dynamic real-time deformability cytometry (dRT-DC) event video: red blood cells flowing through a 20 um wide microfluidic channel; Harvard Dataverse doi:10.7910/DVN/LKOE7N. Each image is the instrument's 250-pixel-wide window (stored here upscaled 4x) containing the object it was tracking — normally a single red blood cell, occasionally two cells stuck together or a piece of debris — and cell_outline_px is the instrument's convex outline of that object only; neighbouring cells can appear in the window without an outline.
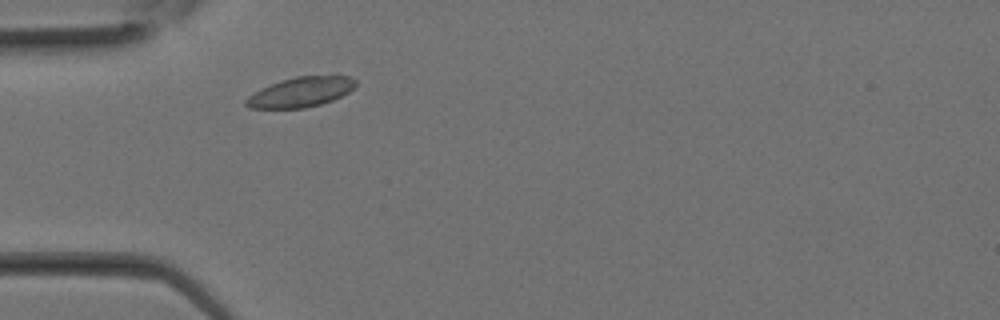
{"species": "Egyptian fruit bat (a non-hibernating species)", "species_latin": "Rousettus aegyptiacus", "temperature_condition": "room temperature", "stored_images_in_passage": 12, "camera_frame_rate_fps": 3000, "um_per_image_px": 0.085, "animal": {"sex": "female"}, "frame": {"image": 1, "passage_image": 3, "time_ms": 0.667, "image_size_px": [1000, 320], "cell_outline_px": [[356, 84], [348, 92], [332, 100], [320, 104], [304, 108], [248, 108], [244, 104], [244, 100], [248, 96], [260, 88], [280, 80], [296, 76], [352, 76], [356, 80]], "centroid_in_image_um": [25.52, 7.82], "position_along_channel_um": 59.5, "area_um2": 19.07}}
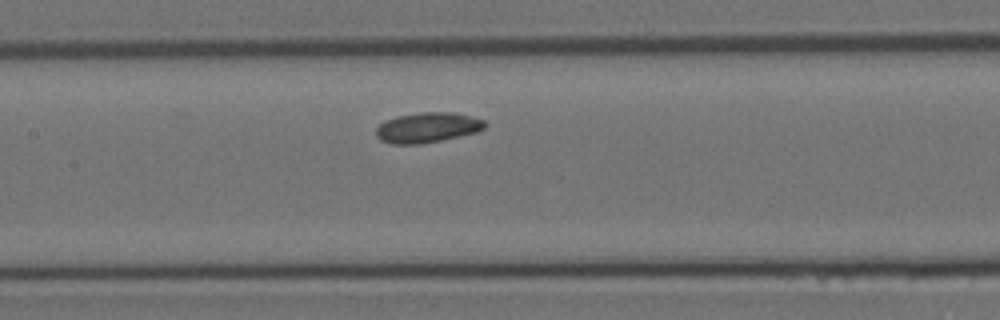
{"frame": {"image": 2, "passage_image": 8, "time_ms": 2.333, "image_size_px": [1000, 320], "cell_outline_px": [[488, 124], [484, 128], [476, 132], [440, 140], [420, 144], [392, 144], [380, 140], [376, 136], [376, 128], [380, 124], [396, 116], [420, 112], [456, 112], [484, 120]], "centroid_in_image_um": [36.33, 10.83], "position_along_channel_um": 171.1, "area_um2": 19.07}}
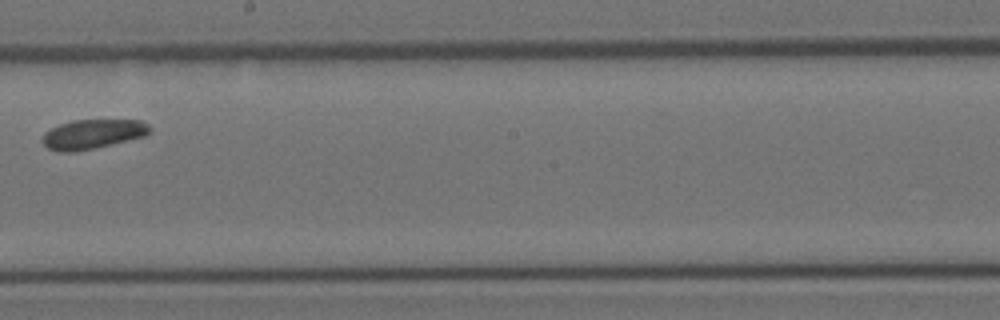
{"frame": {"image": 3, "passage_image": 11, "time_ms": 3.333, "image_size_px": [1000, 320], "cell_outline_px": [[152, 128], [144, 136], [92, 148], [72, 152], [60, 152], [48, 148], [40, 140], [44, 132], [60, 124], [72, 120], [144, 120]], "centroid_in_image_um": [7.85, 11.38], "position_along_channel_um": 240.4, "area_um2": 18.26}}